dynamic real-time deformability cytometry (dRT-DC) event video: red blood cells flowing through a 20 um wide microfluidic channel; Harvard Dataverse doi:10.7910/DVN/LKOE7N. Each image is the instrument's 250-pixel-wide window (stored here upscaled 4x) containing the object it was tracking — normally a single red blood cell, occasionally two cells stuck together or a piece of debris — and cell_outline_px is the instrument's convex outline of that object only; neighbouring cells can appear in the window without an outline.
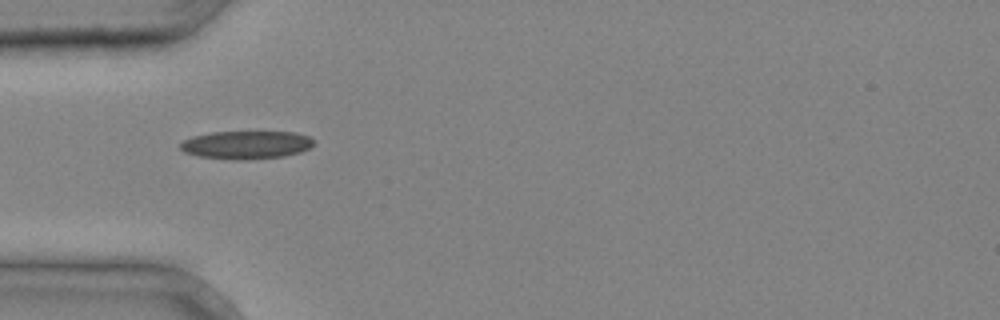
{"species": "common noctule bat (a hibernating species)", "species_latin": "Nyctalus noctula", "temperature_condition": "cold", "stored_images_in_passage": 1, "camera_frame_rate_fps": 3000, "um_per_image_px": 0.085, "animal": {"sex": "male", "body_mass_g": 20.4}, "frame": {"image": 1, "passage_image": 1, "time_ms": 0.0, "image_size_px": [1000, 320], "cell_outline_px": [[316, 144], [300, 152], [284, 156], [248, 160], [236, 160], [200, 156], [184, 152], [180, 148], [180, 144], [184, 140], [192, 136], [212, 132], [296, 132], [312, 136], [316, 140]], "centroid_in_image_um": [21.0, 12.31], "position_along_channel_um": 64.0, "area_um2": 22.08}}